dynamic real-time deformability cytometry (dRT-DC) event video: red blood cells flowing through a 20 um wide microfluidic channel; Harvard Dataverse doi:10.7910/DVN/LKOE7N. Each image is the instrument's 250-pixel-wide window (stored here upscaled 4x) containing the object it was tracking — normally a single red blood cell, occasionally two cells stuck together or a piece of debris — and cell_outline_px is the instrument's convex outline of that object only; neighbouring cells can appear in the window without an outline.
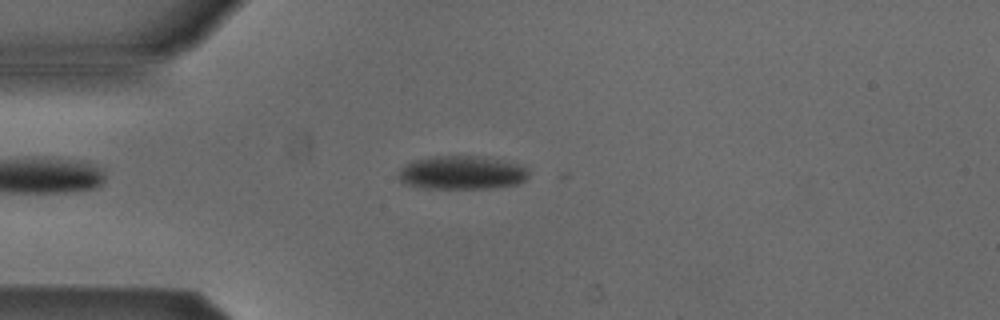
{"species": "Egyptian fruit bat (a non-hibernating species)", "species_latin": "Rousettus aegyptiacus", "temperature_condition": "cold", "stored_images_in_passage": 6, "camera_frame_rate_fps": 3000, "um_per_image_px": 0.085, "animal": {"sex": "male"}, "frame": {"image": 1, "passage_image": 3, "time_ms": 0.667, "image_size_px": [1000, 320], "cell_outline_px": [[528, 176], [524, 180], [516, 184], [492, 188], [424, 188], [400, 184], [400, 168], [416, 160], [440, 156], [472, 156], [500, 160], [516, 164], [528, 168]], "centroid_in_image_um": [39.24, 14.7], "position_along_channel_um": 45.8, "area_um2": 25.03}}
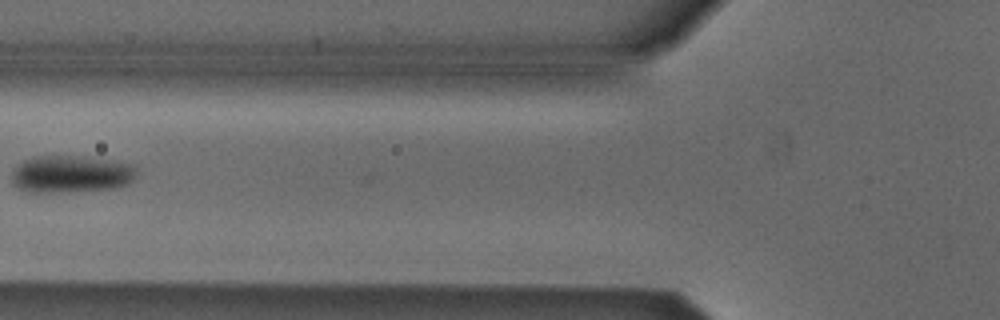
{"frame": {"image": 2, "passage_image": 5, "time_ms": 1.333, "image_size_px": [1000, 320], "cell_outline_px": [[136, 176], [128, 184], [112, 188], [68, 192], [24, 192], [16, 188], [12, 184], [12, 172], [16, 164], [32, 156], [84, 156], [136, 164]], "centroid_in_image_um": [6.0, 14.79], "position_along_channel_um": 119.8, "area_um2": 27.63}}
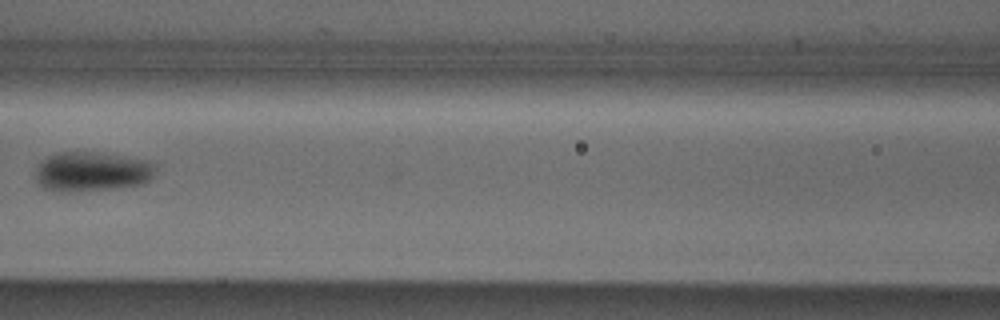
{"frame": {"image": 3, "passage_image": 6, "time_ms": 1.667, "image_size_px": [1000, 320], "cell_outline_px": [[156, 172], [144, 184], [112, 188], [72, 192], [60, 192], [44, 188], [36, 180], [36, 164], [48, 156], [56, 152], [100, 152], [148, 160], [156, 164]], "centroid_in_image_um": [7.81, 14.57], "position_along_channel_um": 158.8, "area_um2": 28.03}}